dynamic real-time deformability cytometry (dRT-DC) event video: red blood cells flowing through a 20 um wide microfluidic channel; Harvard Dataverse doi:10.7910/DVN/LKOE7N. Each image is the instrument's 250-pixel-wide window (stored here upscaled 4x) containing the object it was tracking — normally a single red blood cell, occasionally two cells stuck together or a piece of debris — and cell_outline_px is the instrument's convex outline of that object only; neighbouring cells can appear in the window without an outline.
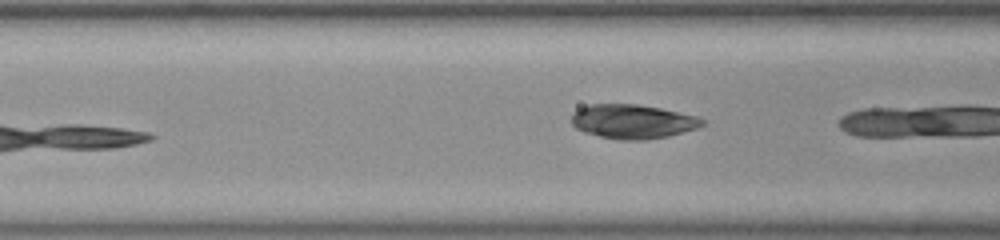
{"species": "common noctule bat (a hibernating species)", "species_latin": "Nyctalus noctula", "temperature_condition": "room temperature", "stored_images_in_passage": 6, "camera_frame_rate_fps": 3000, "um_per_image_px": 0.085, "animal": {"sex": "female", "body_mass_g": 23.0, "forearm_length_mm": 53.4}, "frame": {"image": 1, "passage_image": 4, "time_ms": 1.0, "image_size_px": [1000, 240], "cell_outline_px": [[704, 124], [696, 128], [668, 136], [644, 140], [620, 140], [600, 136], [584, 132], [576, 128], [572, 124], [572, 112], [580, 108], [592, 104], [640, 104], [660, 108], [696, 116], [704, 120]], "centroid_in_image_um": [53.75, 10.33], "position_along_channel_um": 112.8, "area_um2": 25.89}}